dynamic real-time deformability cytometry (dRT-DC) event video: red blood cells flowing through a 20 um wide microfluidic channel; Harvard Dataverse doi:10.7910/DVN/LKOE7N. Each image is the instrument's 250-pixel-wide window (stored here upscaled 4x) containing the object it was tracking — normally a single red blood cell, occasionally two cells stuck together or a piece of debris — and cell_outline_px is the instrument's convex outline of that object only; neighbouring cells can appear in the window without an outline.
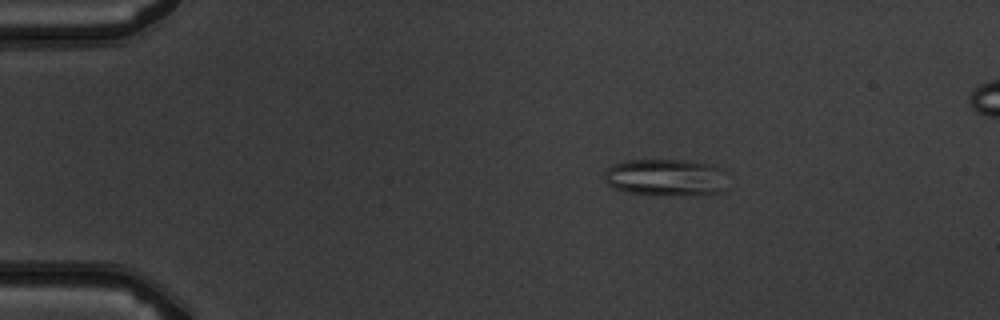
{"species": "common noctule bat (a hibernating species)", "species_latin": "Nyctalus noctula", "temperature_condition": "warm", "stored_images_in_passage": 5, "camera_frame_rate_fps": 3000, "um_per_image_px": 0.085, "animal": {"sex": "male", "body_mass_g": 19.5, "forearm_length_mm": 54.6}, "frame": {"image": 1, "passage_image": 2, "time_ms": 1.333, "image_size_px": [1000, 320], "cell_outline_px": [[728, 188], [724, 192], [628, 192], [616, 188], [608, 184], [604, 180], [604, 172], [612, 164], [628, 160], [684, 160], [716, 164], [724, 168]], "centroid_in_image_um": [56.65, 15.0], "position_along_channel_um": 28.4, "area_um2": 25.78}}